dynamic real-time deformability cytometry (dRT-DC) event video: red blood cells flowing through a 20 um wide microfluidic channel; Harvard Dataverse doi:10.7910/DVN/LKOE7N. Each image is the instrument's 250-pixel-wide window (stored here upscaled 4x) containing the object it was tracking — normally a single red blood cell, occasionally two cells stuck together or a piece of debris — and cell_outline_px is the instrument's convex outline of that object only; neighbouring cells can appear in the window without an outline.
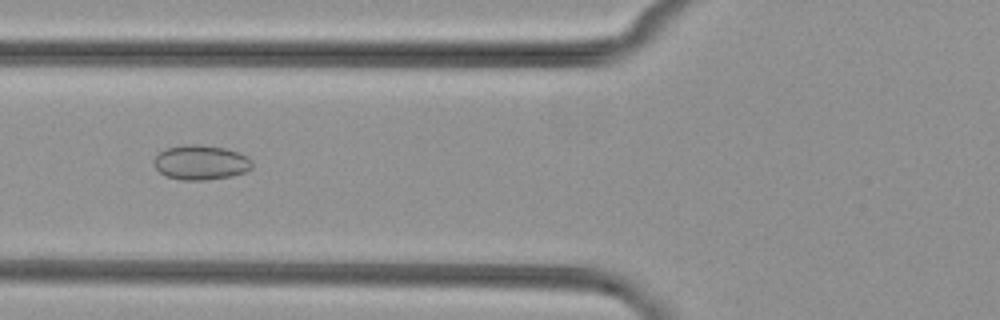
{"species": "common noctule bat (a hibernating species)", "species_latin": "Nyctalus noctula", "temperature_condition": "cold", "stored_images_in_passage": 41, "camera_frame_rate_fps": 3000, "um_per_image_px": 0.085, "animal": {"sex": "female", "body_mass_g": 29.2, "forearm_length_mm": 56.3}, "frame": {"image": 1, "passage_image": 16, "time_ms": 5.0, "image_size_px": [1000, 320], "cell_outline_px": [[252, 168], [244, 172], [232, 176], [204, 180], [180, 180], [164, 176], [152, 164], [152, 160], [160, 152], [168, 148], [184, 144], [200, 144], [224, 148], [248, 156], [252, 160]], "centroid_in_image_um": [17.04, 13.81], "position_along_channel_um": 108.8, "area_um2": 20.0}}
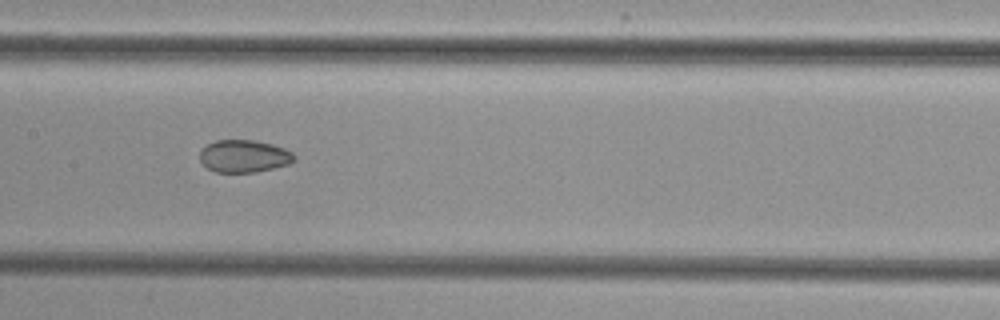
{"frame": {"image": 2, "passage_image": 22, "time_ms": 7.0, "image_size_px": [1000, 320], "cell_outline_px": [[296, 160], [288, 164], [256, 172], [216, 172], [208, 168], [200, 160], [200, 148], [216, 140], [256, 140], [272, 144], [284, 148], [292, 152], [296, 156]], "centroid_in_image_um": [20.75, 13.26], "position_along_channel_um": 186.7, "area_um2": 17.92}}
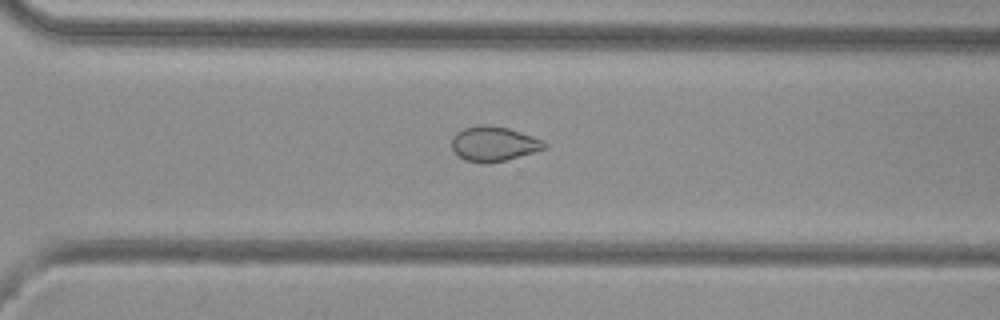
{"frame": {"image": 3, "passage_image": 33, "time_ms": 10.667, "image_size_px": [1000, 320], "cell_outline_px": [[548, 144], [544, 148], [532, 152], [504, 160], [488, 164], [464, 160], [452, 148], [452, 136], [456, 132], [464, 128], [480, 124], [492, 124], [508, 128], [544, 140]], "centroid_in_image_um": [41.94, 12.2], "position_along_channel_um": 328.7, "area_um2": 18.73}}